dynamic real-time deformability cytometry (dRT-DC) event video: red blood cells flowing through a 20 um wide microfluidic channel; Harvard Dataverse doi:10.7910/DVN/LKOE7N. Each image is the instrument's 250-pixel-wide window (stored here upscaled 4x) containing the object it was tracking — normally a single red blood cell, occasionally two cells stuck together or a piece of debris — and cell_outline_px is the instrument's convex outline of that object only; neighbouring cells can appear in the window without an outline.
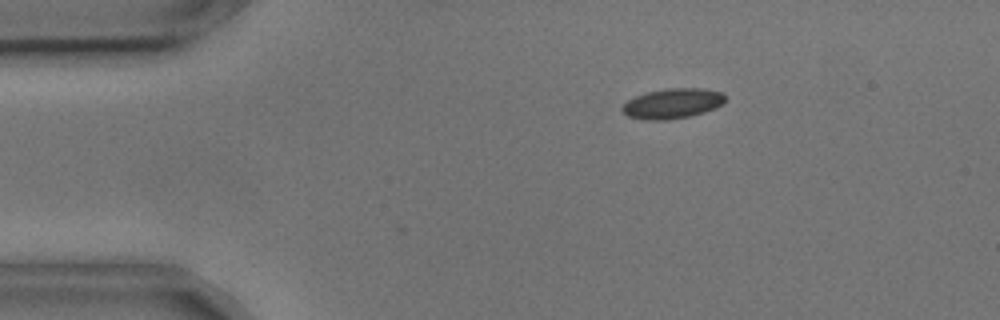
{"species": "common noctule bat (a hibernating species)", "species_latin": "Nyctalus noctula", "temperature_condition": "cold", "stored_images_in_passage": 4, "camera_frame_rate_fps": 3000, "um_per_image_px": 0.085, "animal": {"sex": "male", "body_mass_g": 17.9, "forearm_length_mm": 54.2}, "frame": {"image": 1, "passage_image": 1, "time_ms": 0.0, "image_size_px": [1000, 320], "cell_outline_px": [[724, 104], [716, 108], [704, 112], [688, 116], [668, 120], [644, 120], [628, 116], [620, 108], [628, 100], [636, 96], [648, 92], [668, 88], [704, 88], [724, 92]], "centroid_in_image_um": [57.19, 8.79], "position_along_channel_um": 27.8, "area_um2": 18.09}}